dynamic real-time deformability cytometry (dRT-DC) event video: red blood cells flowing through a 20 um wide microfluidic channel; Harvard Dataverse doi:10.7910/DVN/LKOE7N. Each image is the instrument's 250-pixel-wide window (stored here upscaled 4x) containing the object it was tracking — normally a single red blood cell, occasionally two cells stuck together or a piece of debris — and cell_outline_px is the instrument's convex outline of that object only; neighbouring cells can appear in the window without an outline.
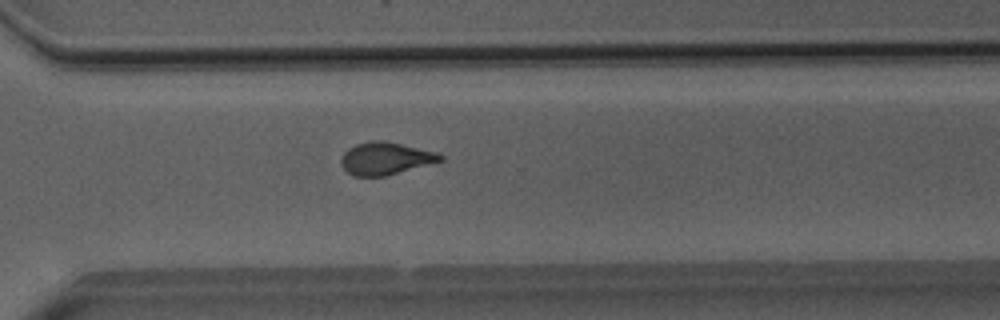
{"species": "Egyptian fruit bat (a non-hibernating species)", "species_latin": "Rousettus aegyptiacus", "temperature_condition": "room temperature", "stored_images_in_passage": 30, "camera_frame_rate_fps": 3000, "um_per_image_px": 0.085, "animal": {"sex": "male"}, "frame": {"image": 1, "passage_image": 22, "time_ms": 7.0, "image_size_px": [1000, 320], "cell_outline_px": [[444, 160], [384, 176], [352, 176], [340, 164], [340, 160], [344, 152], [348, 148], [356, 144], [372, 140], [376, 140], [400, 144], [436, 152], [444, 156]], "centroid_in_image_um": [32.73, 13.47], "position_along_channel_um": 337.9, "area_um2": 18.5}}
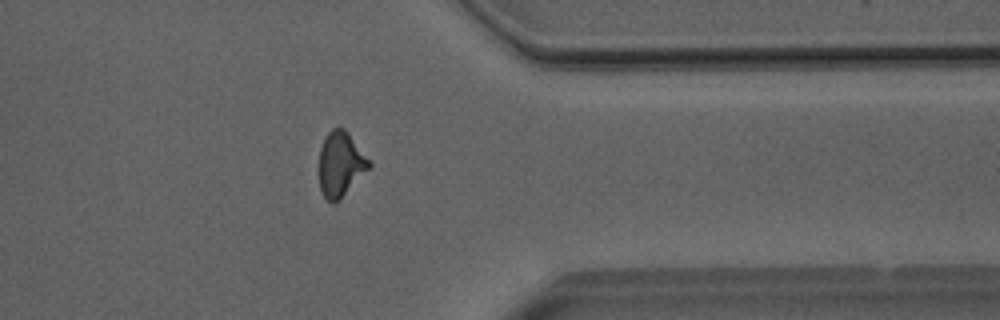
{"frame": {"image": 2, "passage_image": 26, "time_ms": 8.333, "image_size_px": [1000, 320], "cell_outline_px": [[372, 164], [340, 200], [332, 204], [324, 196], [320, 188], [320, 148], [328, 132], [332, 128], [344, 128], [348, 132]], "centroid_in_image_um": [28.94, 13.96], "position_along_channel_um": 382.5, "area_um2": 18.5}, "authors_computed_cell_mechanics": {"area_um2": 18.6405, "velocity_mm_per_s": 4.0356, "shape_relaxation_time_tau1_ms": null, "shape_relaxation_time_tau2_ms": 1.9214, "deformation_change_tau1": null, "deformation_change_tau2": 0.0877}}